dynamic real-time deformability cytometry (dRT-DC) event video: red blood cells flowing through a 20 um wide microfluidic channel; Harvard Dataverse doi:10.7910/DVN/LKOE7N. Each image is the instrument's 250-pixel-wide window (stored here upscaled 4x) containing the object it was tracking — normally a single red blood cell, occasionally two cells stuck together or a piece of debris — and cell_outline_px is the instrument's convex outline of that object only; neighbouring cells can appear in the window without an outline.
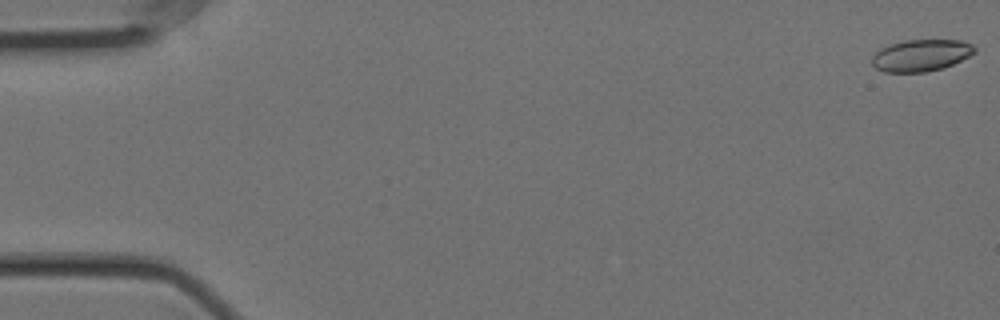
{"species": "Egyptian fruit bat (a non-hibernating species)", "species_latin": "Rousettus aegyptiacus", "temperature_condition": "cold", "stored_images_in_passage": 57, "camera_frame_rate_fps": 3000, "um_per_image_px": 0.085, "animal": {"sex": "female"}, "frame": {"image": 1, "passage_image": 1, "time_ms": 0.0, "image_size_px": [1000, 320], "cell_outline_px": [[976, 52], [944, 68], [928, 72], [884, 72], [876, 68], [872, 64], [872, 56], [880, 48], [904, 40], [960, 40], [972, 44], [976, 48]], "centroid_in_image_um": [78.29, 4.71], "position_along_channel_um": 6.7, "area_um2": 19.02}}
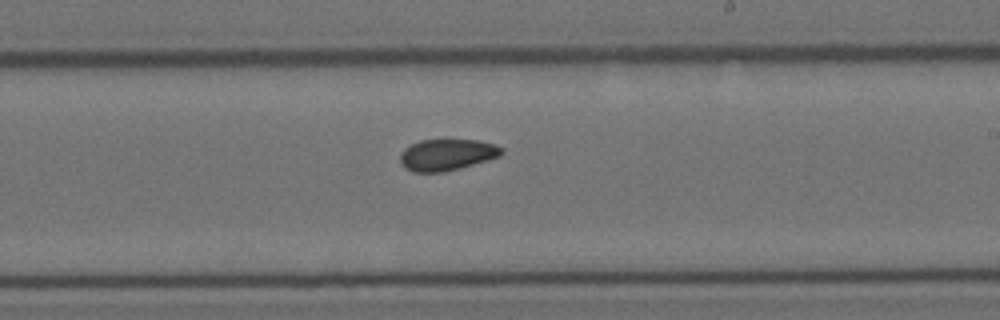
{"frame": {"image": 2, "passage_image": 34, "time_ms": 11.0, "image_size_px": [1000, 320], "cell_outline_px": [[504, 152], [500, 156], [444, 172], [412, 172], [404, 168], [400, 160], [400, 152], [404, 148], [420, 140], [476, 140], [496, 144], [504, 148]], "centroid_in_image_um": [37.97, 13.15], "position_along_channel_um": 251.0, "area_um2": 18.55}}
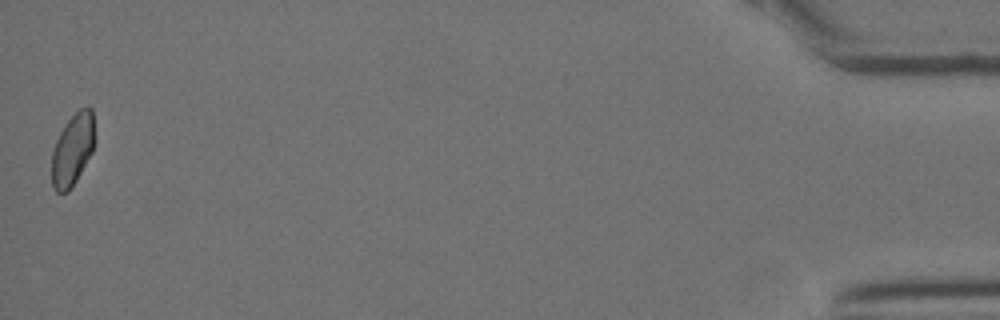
{"frame": {"image": 3, "passage_image": 57, "time_ms": 18.667, "image_size_px": [1000, 320], "cell_outline_px": [[92, 152], [76, 180], [68, 192], [56, 192], [52, 184], [52, 152], [56, 140], [60, 132], [68, 120], [80, 108], [88, 104], [92, 108]], "centroid_in_image_um": [6.14, 12.72], "position_along_channel_um": 429.1, "area_um2": 17.51}, "authors_computed_cell_mechanics": {"area_um2": 19.074, "velocity_mm_per_s": 3.5538, "shape_relaxation_time_tau1_ms": null, "shape_relaxation_time_tau2_ms": 3.1886, "deformation_change_tau1": null, "deformation_change_tau2": 0.0659}}